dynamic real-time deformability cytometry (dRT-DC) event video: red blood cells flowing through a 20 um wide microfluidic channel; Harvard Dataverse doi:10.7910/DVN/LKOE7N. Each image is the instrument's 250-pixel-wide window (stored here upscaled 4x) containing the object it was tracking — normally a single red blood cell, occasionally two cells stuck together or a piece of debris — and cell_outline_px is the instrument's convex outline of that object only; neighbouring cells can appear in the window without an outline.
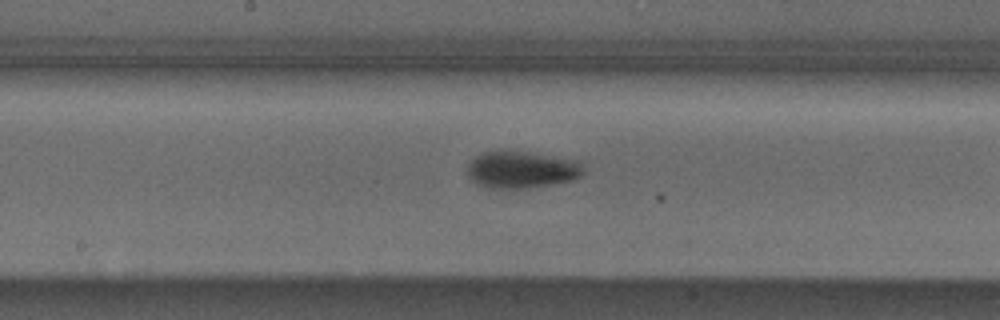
{"species": "Egyptian fruit bat (a non-hibernating species)", "species_latin": "Rousettus aegyptiacus", "temperature_condition": "cold", "stored_images_in_passage": 36, "camera_frame_rate_fps": 3000, "um_per_image_px": 0.085, "animal": {"sex": "male"}, "frame": {"image": 1, "passage_image": 21, "time_ms": 6.667, "image_size_px": [1000, 320], "cell_outline_px": [[584, 172], [580, 176], [572, 180], [528, 188], [488, 188], [476, 184], [468, 176], [468, 164], [476, 156], [484, 152], [496, 148], [584, 160]], "centroid_in_image_um": [44.35, 14.39], "position_along_channel_um": 203.8, "area_um2": 25.61}}
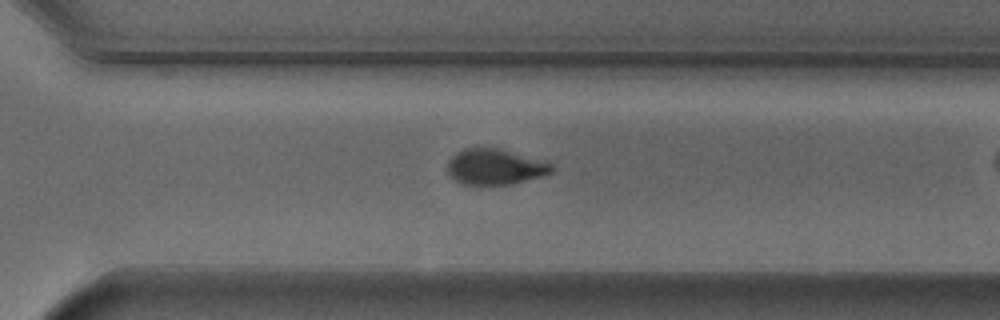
{"frame": {"image": 2, "passage_image": 31, "time_ms": 10.0, "image_size_px": [1000, 320], "cell_outline_px": [[556, 168], [552, 172], [540, 176], [512, 184], [460, 184], [448, 172], [448, 160], [456, 152], [464, 148], [496, 148], [548, 160], [556, 164]], "centroid_in_image_um": [42.15, 14.16], "position_along_channel_um": 328.4, "area_um2": 21.85}}